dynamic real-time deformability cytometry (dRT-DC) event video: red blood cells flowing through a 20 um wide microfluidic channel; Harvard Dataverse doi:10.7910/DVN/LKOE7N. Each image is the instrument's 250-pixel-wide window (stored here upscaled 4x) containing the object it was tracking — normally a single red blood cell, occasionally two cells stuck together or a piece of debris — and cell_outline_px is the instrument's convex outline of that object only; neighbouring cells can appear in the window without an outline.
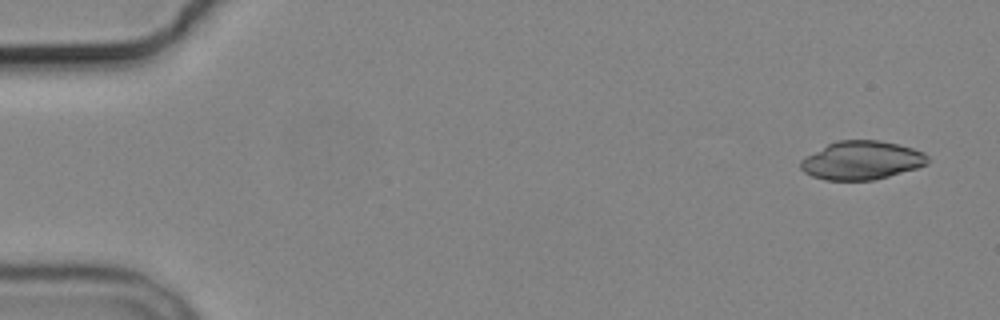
{"species": "common noctule bat (a hibernating species)", "species_latin": "Nyctalus noctula", "temperature_condition": "cold", "stored_images_in_passage": 6, "segment_of_instrument_passage": [2, 2], "camera_frame_rate_fps": 3000, "um_per_image_px": 0.085, "animal": {"sex": "male", "body_mass_g": 19.2, "forearm_length_mm": 51.8}, "frame": {"image": 1, "passage_image": 6, "time_ms": 6.667, "image_size_px": [1000, 320], "cell_outline_px": [[928, 164], [916, 168], [888, 176], [872, 180], [824, 180], [812, 176], [804, 172], [800, 168], [800, 160], [804, 156], [836, 140], [880, 140], [912, 148], [924, 152], [928, 156]], "centroid_in_image_um": [73.21, 13.62], "position_along_channel_um": 11.8, "area_um2": 28.55}}